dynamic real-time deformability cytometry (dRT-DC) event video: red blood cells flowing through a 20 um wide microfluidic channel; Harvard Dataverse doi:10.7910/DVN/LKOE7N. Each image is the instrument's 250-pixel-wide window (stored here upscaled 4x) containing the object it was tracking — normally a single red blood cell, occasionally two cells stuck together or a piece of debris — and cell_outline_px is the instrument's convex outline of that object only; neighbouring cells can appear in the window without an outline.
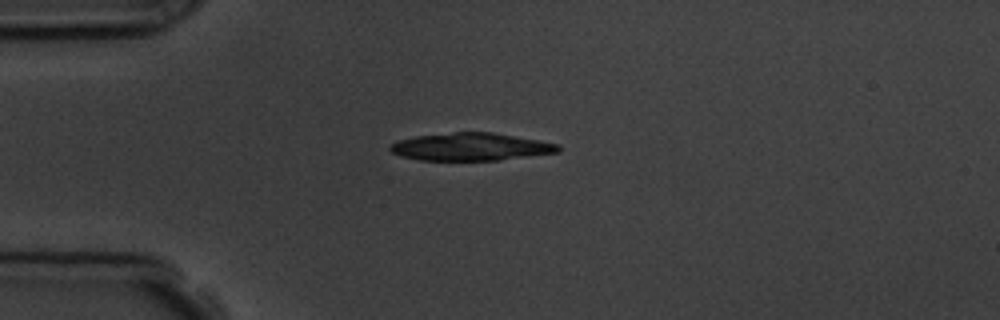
{"species": "common noctule bat (a hibernating species)", "species_latin": "Nyctalus noctula", "temperature_condition": "room temperature", "stored_images_in_passage": 4, "camera_frame_rate_fps": 3000, "um_per_image_px": 0.085, "animal": {"sex": "male", "body_mass_g": 19.5, "forearm_length_mm": 54.6}, "frame": {"image": 1, "passage_image": 2, "time_ms": 2.0, "image_size_px": [1000, 320], "cell_outline_px": [[560, 152], [500, 160], [420, 160], [400, 156], [392, 152], [388, 148], [396, 140], [416, 136], [456, 132], [492, 132], [560, 144]], "centroid_in_image_um": [40.02, 12.48], "position_along_channel_um": 45.0, "area_um2": 27.05}}